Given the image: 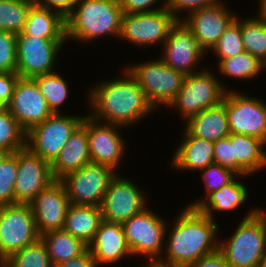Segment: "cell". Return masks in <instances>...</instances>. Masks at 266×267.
<instances>
[{
  "label": "cell",
  "instance_id": "cell-1",
  "mask_svg": "<svg viewBox=\"0 0 266 267\" xmlns=\"http://www.w3.org/2000/svg\"><path fill=\"white\" fill-rule=\"evenodd\" d=\"M123 72V77L101 80L90 89V116L95 120L128 127L154 111L135 77L127 68Z\"/></svg>",
  "mask_w": 266,
  "mask_h": 267
},
{
  "label": "cell",
  "instance_id": "cell-2",
  "mask_svg": "<svg viewBox=\"0 0 266 267\" xmlns=\"http://www.w3.org/2000/svg\"><path fill=\"white\" fill-rule=\"evenodd\" d=\"M175 219L164 247L166 259L158 261L165 265L186 267L201 257L218 250V224L197 208L185 207Z\"/></svg>",
  "mask_w": 266,
  "mask_h": 267
},
{
  "label": "cell",
  "instance_id": "cell-3",
  "mask_svg": "<svg viewBox=\"0 0 266 267\" xmlns=\"http://www.w3.org/2000/svg\"><path fill=\"white\" fill-rule=\"evenodd\" d=\"M122 16L119 0H77L66 18V39L90 43L104 35L119 37Z\"/></svg>",
  "mask_w": 266,
  "mask_h": 267
},
{
  "label": "cell",
  "instance_id": "cell-4",
  "mask_svg": "<svg viewBox=\"0 0 266 267\" xmlns=\"http://www.w3.org/2000/svg\"><path fill=\"white\" fill-rule=\"evenodd\" d=\"M243 217L227 241H219L218 250L228 267H259L266 249V213L255 208Z\"/></svg>",
  "mask_w": 266,
  "mask_h": 267
},
{
  "label": "cell",
  "instance_id": "cell-5",
  "mask_svg": "<svg viewBox=\"0 0 266 267\" xmlns=\"http://www.w3.org/2000/svg\"><path fill=\"white\" fill-rule=\"evenodd\" d=\"M135 77L149 104L158 110L159 105H169L183 86L186 75L165 64L161 59L127 67Z\"/></svg>",
  "mask_w": 266,
  "mask_h": 267
},
{
  "label": "cell",
  "instance_id": "cell-6",
  "mask_svg": "<svg viewBox=\"0 0 266 267\" xmlns=\"http://www.w3.org/2000/svg\"><path fill=\"white\" fill-rule=\"evenodd\" d=\"M207 69L186 75L183 86L169 106H174L180 111V116L186 121L211 107L219 105L227 89L216 79L215 74Z\"/></svg>",
  "mask_w": 266,
  "mask_h": 267
},
{
  "label": "cell",
  "instance_id": "cell-7",
  "mask_svg": "<svg viewBox=\"0 0 266 267\" xmlns=\"http://www.w3.org/2000/svg\"><path fill=\"white\" fill-rule=\"evenodd\" d=\"M83 118L84 116L53 113L26 133V147L51 164Z\"/></svg>",
  "mask_w": 266,
  "mask_h": 267
},
{
  "label": "cell",
  "instance_id": "cell-8",
  "mask_svg": "<svg viewBox=\"0 0 266 267\" xmlns=\"http://www.w3.org/2000/svg\"><path fill=\"white\" fill-rule=\"evenodd\" d=\"M122 228L133 256L142 255L149 257V262H157L165 254L162 252L167 225L161 216L148 207L123 222Z\"/></svg>",
  "mask_w": 266,
  "mask_h": 267
},
{
  "label": "cell",
  "instance_id": "cell-9",
  "mask_svg": "<svg viewBox=\"0 0 266 267\" xmlns=\"http://www.w3.org/2000/svg\"><path fill=\"white\" fill-rule=\"evenodd\" d=\"M39 238L30 204L0 206V265Z\"/></svg>",
  "mask_w": 266,
  "mask_h": 267
},
{
  "label": "cell",
  "instance_id": "cell-10",
  "mask_svg": "<svg viewBox=\"0 0 266 267\" xmlns=\"http://www.w3.org/2000/svg\"><path fill=\"white\" fill-rule=\"evenodd\" d=\"M116 173L111 167L91 162L67 174L60 182L71 204L100 207Z\"/></svg>",
  "mask_w": 266,
  "mask_h": 267
},
{
  "label": "cell",
  "instance_id": "cell-11",
  "mask_svg": "<svg viewBox=\"0 0 266 267\" xmlns=\"http://www.w3.org/2000/svg\"><path fill=\"white\" fill-rule=\"evenodd\" d=\"M221 103L226 109L230 133L252 136L266 143L265 101L228 91Z\"/></svg>",
  "mask_w": 266,
  "mask_h": 267
},
{
  "label": "cell",
  "instance_id": "cell-12",
  "mask_svg": "<svg viewBox=\"0 0 266 267\" xmlns=\"http://www.w3.org/2000/svg\"><path fill=\"white\" fill-rule=\"evenodd\" d=\"M17 37V68L16 73L21 78H33L40 74L55 72L53 66L57 54L67 39H43L25 35L22 32Z\"/></svg>",
  "mask_w": 266,
  "mask_h": 267
},
{
  "label": "cell",
  "instance_id": "cell-13",
  "mask_svg": "<svg viewBox=\"0 0 266 267\" xmlns=\"http://www.w3.org/2000/svg\"><path fill=\"white\" fill-rule=\"evenodd\" d=\"M177 20L166 9L147 13L123 14L119 38L136 46L164 43Z\"/></svg>",
  "mask_w": 266,
  "mask_h": 267
},
{
  "label": "cell",
  "instance_id": "cell-14",
  "mask_svg": "<svg viewBox=\"0 0 266 267\" xmlns=\"http://www.w3.org/2000/svg\"><path fill=\"white\" fill-rule=\"evenodd\" d=\"M120 176L117 173L111 180L100 207L103 220L122 224L143 212L148 198L135 182Z\"/></svg>",
  "mask_w": 266,
  "mask_h": 267
},
{
  "label": "cell",
  "instance_id": "cell-15",
  "mask_svg": "<svg viewBox=\"0 0 266 267\" xmlns=\"http://www.w3.org/2000/svg\"><path fill=\"white\" fill-rule=\"evenodd\" d=\"M17 167L15 204H30L42 190L55 181L51 164L27 147L17 150Z\"/></svg>",
  "mask_w": 266,
  "mask_h": 267
},
{
  "label": "cell",
  "instance_id": "cell-16",
  "mask_svg": "<svg viewBox=\"0 0 266 267\" xmlns=\"http://www.w3.org/2000/svg\"><path fill=\"white\" fill-rule=\"evenodd\" d=\"M6 108L26 133L53 114L33 78L19 77Z\"/></svg>",
  "mask_w": 266,
  "mask_h": 267
},
{
  "label": "cell",
  "instance_id": "cell-17",
  "mask_svg": "<svg viewBox=\"0 0 266 267\" xmlns=\"http://www.w3.org/2000/svg\"><path fill=\"white\" fill-rule=\"evenodd\" d=\"M160 59L169 67L185 75L196 73V65L205 52L197 39L182 21H177L170 29ZM195 70V71H194Z\"/></svg>",
  "mask_w": 266,
  "mask_h": 267
},
{
  "label": "cell",
  "instance_id": "cell-18",
  "mask_svg": "<svg viewBox=\"0 0 266 267\" xmlns=\"http://www.w3.org/2000/svg\"><path fill=\"white\" fill-rule=\"evenodd\" d=\"M236 18L224 3L219 2L187 14L182 22L197 39L200 48L206 52L217 44L220 36Z\"/></svg>",
  "mask_w": 266,
  "mask_h": 267
},
{
  "label": "cell",
  "instance_id": "cell-19",
  "mask_svg": "<svg viewBox=\"0 0 266 267\" xmlns=\"http://www.w3.org/2000/svg\"><path fill=\"white\" fill-rule=\"evenodd\" d=\"M116 124L103 123L87 115V135L90 159L92 163L117 167L125 152L124 141ZM118 129V130H117Z\"/></svg>",
  "mask_w": 266,
  "mask_h": 267
},
{
  "label": "cell",
  "instance_id": "cell-20",
  "mask_svg": "<svg viewBox=\"0 0 266 267\" xmlns=\"http://www.w3.org/2000/svg\"><path fill=\"white\" fill-rule=\"evenodd\" d=\"M70 204L60 180L53 181L42 190L30 202L38 234L41 236L49 231L63 229Z\"/></svg>",
  "mask_w": 266,
  "mask_h": 267
},
{
  "label": "cell",
  "instance_id": "cell-21",
  "mask_svg": "<svg viewBox=\"0 0 266 267\" xmlns=\"http://www.w3.org/2000/svg\"><path fill=\"white\" fill-rule=\"evenodd\" d=\"M96 265L116 263L123 257H129L132 252L127 244L122 224L102 220L94 236L88 245Z\"/></svg>",
  "mask_w": 266,
  "mask_h": 267
},
{
  "label": "cell",
  "instance_id": "cell-22",
  "mask_svg": "<svg viewBox=\"0 0 266 267\" xmlns=\"http://www.w3.org/2000/svg\"><path fill=\"white\" fill-rule=\"evenodd\" d=\"M91 163L88 135L87 115L82 123L71 134L64 148L59 152L56 159L51 163V172L54 180H61L67 174L81 169Z\"/></svg>",
  "mask_w": 266,
  "mask_h": 267
},
{
  "label": "cell",
  "instance_id": "cell-23",
  "mask_svg": "<svg viewBox=\"0 0 266 267\" xmlns=\"http://www.w3.org/2000/svg\"><path fill=\"white\" fill-rule=\"evenodd\" d=\"M184 130V139L172 156L171 166L178 170L200 171L213 164L214 142L194 137L186 129Z\"/></svg>",
  "mask_w": 266,
  "mask_h": 267
},
{
  "label": "cell",
  "instance_id": "cell-24",
  "mask_svg": "<svg viewBox=\"0 0 266 267\" xmlns=\"http://www.w3.org/2000/svg\"><path fill=\"white\" fill-rule=\"evenodd\" d=\"M185 129L194 137L216 142L230 133L225 106L220 103L190 117Z\"/></svg>",
  "mask_w": 266,
  "mask_h": 267
},
{
  "label": "cell",
  "instance_id": "cell-25",
  "mask_svg": "<svg viewBox=\"0 0 266 267\" xmlns=\"http://www.w3.org/2000/svg\"><path fill=\"white\" fill-rule=\"evenodd\" d=\"M245 184L234 179L231 183L224 185L219 190L210 193L204 200L198 199L191 202L188 206L197 208L207 217L215 220L214 211L236 210L248 199V191Z\"/></svg>",
  "mask_w": 266,
  "mask_h": 267
},
{
  "label": "cell",
  "instance_id": "cell-26",
  "mask_svg": "<svg viewBox=\"0 0 266 267\" xmlns=\"http://www.w3.org/2000/svg\"><path fill=\"white\" fill-rule=\"evenodd\" d=\"M228 138L233 146L234 158L237 159V174L248 176L266 167L265 142L243 134L231 133Z\"/></svg>",
  "mask_w": 266,
  "mask_h": 267
},
{
  "label": "cell",
  "instance_id": "cell-27",
  "mask_svg": "<svg viewBox=\"0 0 266 267\" xmlns=\"http://www.w3.org/2000/svg\"><path fill=\"white\" fill-rule=\"evenodd\" d=\"M22 33L43 39H66V19L51 9L33 3Z\"/></svg>",
  "mask_w": 266,
  "mask_h": 267
},
{
  "label": "cell",
  "instance_id": "cell-28",
  "mask_svg": "<svg viewBox=\"0 0 266 267\" xmlns=\"http://www.w3.org/2000/svg\"><path fill=\"white\" fill-rule=\"evenodd\" d=\"M102 220L101 207L70 204L63 230L88 246Z\"/></svg>",
  "mask_w": 266,
  "mask_h": 267
},
{
  "label": "cell",
  "instance_id": "cell-29",
  "mask_svg": "<svg viewBox=\"0 0 266 267\" xmlns=\"http://www.w3.org/2000/svg\"><path fill=\"white\" fill-rule=\"evenodd\" d=\"M45 243L51 264L54 266L82 255L88 246L63 229L49 231L40 236Z\"/></svg>",
  "mask_w": 266,
  "mask_h": 267
},
{
  "label": "cell",
  "instance_id": "cell-30",
  "mask_svg": "<svg viewBox=\"0 0 266 267\" xmlns=\"http://www.w3.org/2000/svg\"><path fill=\"white\" fill-rule=\"evenodd\" d=\"M266 68L258 57L244 51L241 54L224 58L218 62V69L221 75L231 78L251 80Z\"/></svg>",
  "mask_w": 266,
  "mask_h": 267
},
{
  "label": "cell",
  "instance_id": "cell-31",
  "mask_svg": "<svg viewBox=\"0 0 266 267\" xmlns=\"http://www.w3.org/2000/svg\"><path fill=\"white\" fill-rule=\"evenodd\" d=\"M41 94L45 97L49 109L54 114L61 113L60 106L69 94V87L62 76L56 71L48 74H40L33 77Z\"/></svg>",
  "mask_w": 266,
  "mask_h": 267
},
{
  "label": "cell",
  "instance_id": "cell-32",
  "mask_svg": "<svg viewBox=\"0 0 266 267\" xmlns=\"http://www.w3.org/2000/svg\"><path fill=\"white\" fill-rule=\"evenodd\" d=\"M33 3L29 0H0V31L21 33Z\"/></svg>",
  "mask_w": 266,
  "mask_h": 267
},
{
  "label": "cell",
  "instance_id": "cell-33",
  "mask_svg": "<svg viewBox=\"0 0 266 267\" xmlns=\"http://www.w3.org/2000/svg\"><path fill=\"white\" fill-rule=\"evenodd\" d=\"M240 32L244 50L266 64V25L257 17L240 19Z\"/></svg>",
  "mask_w": 266,
  "mask_h": 267
},
{
  "label": "cell",
  "instance_id": "cell-34",
  "mask_svg": "<svg viewBox=\"0 0 266 267\" xmlns=\"http://www.w3.org/2000/svg\"><path fill=\"white\" fill-rule=\"evenodd\" d=\"M26 147V132L7 108L0 110V153H14Z\"/></svg>",
  "mask_w": 266,
  "mask_h": 267
},
{
  "label": "cell",
  "instance_id": "cell-35",
  "mask_svg": "<svg viewBox=\"0 0 266 267\" xmlns=\"http://www.w3.org/2000/svg\"><path fill=\"white\" fill-rule=\"evenodd\" d=\"M2 267H53L45 243L39 238L34 243L16 251L2 264Z\"/></svg>",
  "mask_w": 266,
  "mask_h": 267
},
{
  "label": "cell",
  "instance_id": "cell-36",
  "mask_svg": "<svg viewBox=\"0 0 266 267\" xmlns=\"http://www.w3.org/2000/svg\"><path fill=\"white\" fill-rule=\"evenodd\" d=\"M17 168V151L0 153V206L15 204Z\"/></svg>",
  "mask_w": 266,
  "mask_h": 267
},
{
  "label": "cell",
  "instance_id": "cell-37",
  "mask_svg": "<svg viewBox=\"0 0 266 267\" xmlns=\"http://www.w3.org/2000/svg\"><path fill=\"white\" fill-rule=\"evenodd\" d=\"M212 49L215 55L217 54L219 62L224 58H229L245 51L240 32L239 17L229 25Z\"/></svg>",
  "mask_w": 266,
  "mask_h": 267
},
{
  "label": "cell",
  "instance_id": "cell-38",
  "mask_svg": "<svg viewBox=\"0 0 266 267\" xmlns=\"http://www.w3.org/2000/svg\"><path fill=\"white\" fill-rule=\"evenodd\" d=\"M202 180L205 183L206 194L205 198L213 191L219 190L224 185L231 183L238 174L233 170L222 167L219 164L213 163L201 170Z\"/></svg>",
  "mask_w": 266,
  "mask_h": 267
},
{
  "label": "cell",
  "instance_id": "cell-39",
  "mask_svg": "<svg viewBox=\"0 0 266 267\" xmlns=\"http://www.w3.org/2000/svg\"><path fill=\"white\" fill-rule=\"evenodd\" d=\"M17 37L10 32L0 31V72H16Z\"/></svg>",
  "mask_w": 266,
  "mask_h": 267
},
{
  "label": "cell",
  "instance_id": "cell-40",
  "mask_svg": "<svg viewBox=\"0 0 266 267\" xmlns=\"http://www.w3.org/2000/svg\"><path fill=\"white\" fill-rule=\"evenodd\" d=\"M214 163L237 173V159L234 158L233 146L228 137L214 142Z\"/></svg>",
  "mask_w": 266,
  "mask_h": 267
},
{
  "label": "cell",
  "instance_id": "cell-41",
  "mask_svg": "<svg viewBox=\"0 0 266 267\" xmlns=\"http://www.w3.org/2000/svg\"><path fill=\"white\" fill-rule=\"evenodd\" d=\"M221 2L220 0H166V9L174 16L177 21H182L179 17L180 11L187 10L190 14L195 10L210 7Z\"/></svg>",
  "mask_w": 266,
  "mask_h": 267
},
{
  "label": "cell",
  "instance_id": "cell-42",
  "mask_svg": "<svg viewBox=\"0 0 266 267\" xmlns=\"http://www.w3.org/2000/svg\"><path fill=\"white\" fill-rule=\"evenodd\" d=\"M158 0H119L123 14L147 13L166 8V0L161 7L152 9L150 7L157 5Z\"/></svg>",
  "mask_w": 266,
  "mask_h": 267
},
{
  "label": "cell",
  "instance_id": "cell-43",
  "mask_svg": "<svg viewBox=\"0 0 266 267\" xmlns=\"http://www.w3.org/2000/svg\"><path fill=\"white\" fill-rule=\"evenodd\" d=\"M18 79L16 72H0V104L3 108L9 105Z\"/></svg>",
  "mask_w": 266,
  "mask_h": 267
},
{
  "label": "cell",
  "instance_id": "cell-44",
  "mask_svg": "<svg viewBox=\"0 0 266 267\" xmlns=\"http://www.w3.org/2000/svg\"><path fill=\"white\" fill-rule=\"evenodd\" d=\"M33 2L61 14L65 19L72 13L75 4L73 0H34Z\"/></svg>",
  "mask_w": 266,
  "mask_h": 267
},
{
  "label": "cell",
  "instance_id": "cell-45",
  "mask_svg": "<svg viewBox=\"0 0 266 267\" xmlns=\"http://www.w3.org/2000/svg\"><path fill=\"white\" fill-rule=\"evenodd\" d=\"M186 267H228L223 254L217 250L211 254L201 257L196 262Z\"/></svg>",
  "mask_w": 266,
  "mask_h": 267
},
{
  "label": "cell",
  "instance_id": "cell-46",
  "mask_svg": "<svg viewBox=\"0 0 266 267\" xmlns=\"http://www.w3.org/2000/svg\"><path fill=\"white\" fill-rule=\"evenodd\" d=\"M53 267H98L95 259L92 257L90 251L87 249L82 255L69 261H64Z\"/></svg>",
  "mask_w": 266,
  "mask_h": 267
},
{
  "label": "cell",
  "instance_id": "cell-47",
  "mask_svg": "<svg viewBox=\"0 0 266 267\" xmlns=\"http://www.w3.org/2000/svg\"><path fill=\"white\" fill-rule=\"evenodd\" d=\"M259 16L257 18L266 25V0H259Z\"/></svg>",
  "mask_w": 266,
  "mask_h": 267
},
{
  "label": "cell",
  "instance_id": "cell-48",
  "mask_svg": "<svg viewBox=\"0 0 266 267\" xmlns=\"http://www.w3.org/2000/svg\"><path fill=\"white\" fill-rule=\"evenodd\" d=\"M146 267H176V266L165 265L157 261V262H150V264L148 263Z\"/></svg>",
  "mask_w": 266,
  "mask_h": 267
},
{
  "label": "cell",
  "instance_id": "cell-49",
  "mask_svg": "<svg viewBox=\"0 0 266 267\" xmlns=\"http://www.w3.org/2000/svg\"><path fill=\"white\" fill-rule=\"evenodd\" d=\"M259 267H266V249L260 260Z\"/></svg>",
  "mask_w": 266,
  "mask_h": 267
}]
</instances>
